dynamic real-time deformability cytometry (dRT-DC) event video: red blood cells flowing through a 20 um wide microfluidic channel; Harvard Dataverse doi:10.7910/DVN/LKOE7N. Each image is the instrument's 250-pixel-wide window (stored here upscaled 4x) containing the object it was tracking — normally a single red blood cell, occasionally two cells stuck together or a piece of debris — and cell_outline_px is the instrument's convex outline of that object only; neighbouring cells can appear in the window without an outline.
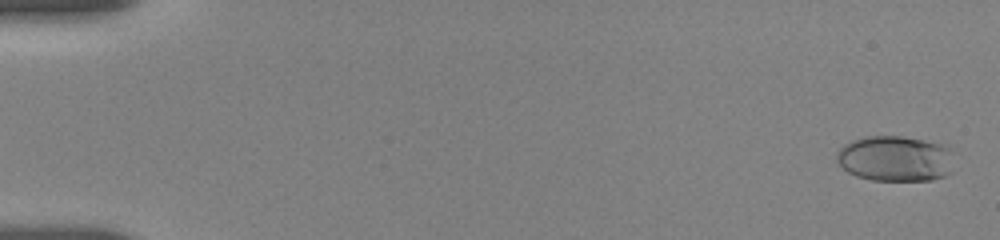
{"species": "human", "species_latin": "Homo sapiens", "temperature_condition": "room temperature", "stored_images_in_passage": 62, "camera_frame_rate_fps": 3000, "um_per_image_px": 0.085, "donor": {"sex": "female"}, "frame": {"image": 1, "passage_image": 3, "time_ms": 0.333, "image_size_px": [1000, 240], "cell_outline_px": [[952, 172], [944, 176], [932, 180], [872, 180], [856, 176], [848, 172], [836, 160], [836, 152], [844, 144], [852, 140], [864, 136], [904, 136], [948, 144], [952, 152]], "centroid_in_image_um": [76.13, 13.46], "position_along_channel_um": 8.9, "area_um2": 31.73}}
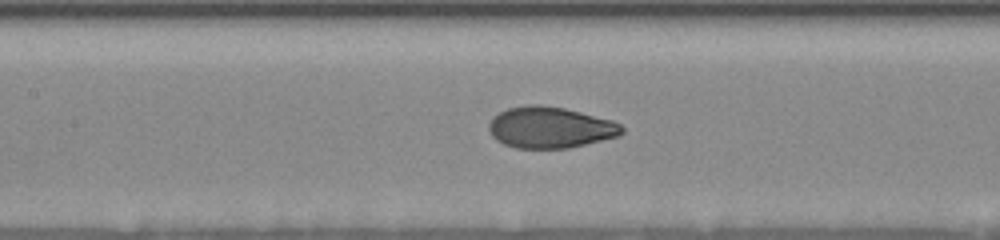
{"frame": {"image": 2, "passage_image": 42, "time_ms": 8.667, "image_size_px": [1000, 240], "cell_outline_px": [[624, 132], [620, 136], [568, 148], [516, 148], [504, 144], [496, 140], [492, 136], [488, 128], [488, 124], [492, 116], [508, 108], [528, 104], [540, 104], [564, 108], [612, 120], [620, 124], [624, 128]], "centroid_in_image_um": [46.75, 10.83], "position_along_channel_um": 160.6, "area_um2": 32.14}}
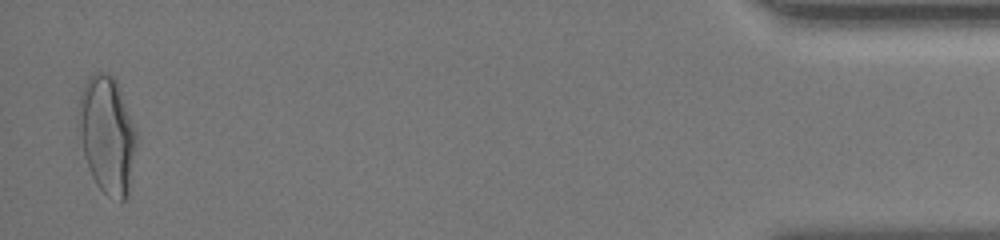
{"frame": {"image": 3, "passage_image": 61, "time_ms": 18.0, "image_size_px": [1000, 240], "cell_outline_px": [[136, 144], [128, 196], [120, 204], [108, 196], [96, 184], [88, 168], [84, 156], [76, 128], [76, 108], [80, 92], [84, 84], [96, 72], [100, 72], [112, 76], [116, 80], [136, 132]], "centroid_in_image_um": [9.05, 11.49], "position_along_channel_um": 426.1, "area_um2": 40.0}, "authors_computed_cell_mechanics": {"area_um2": 31.6744, "velocity_mm_per_s": 3.6992, "shape_relaxation_time_tau1_ms": 4.8609, "shape_relaxation_time_tau2_ms": null, "deformation_change_tau1": 0.1922, "deformation_change_tau2": null}}